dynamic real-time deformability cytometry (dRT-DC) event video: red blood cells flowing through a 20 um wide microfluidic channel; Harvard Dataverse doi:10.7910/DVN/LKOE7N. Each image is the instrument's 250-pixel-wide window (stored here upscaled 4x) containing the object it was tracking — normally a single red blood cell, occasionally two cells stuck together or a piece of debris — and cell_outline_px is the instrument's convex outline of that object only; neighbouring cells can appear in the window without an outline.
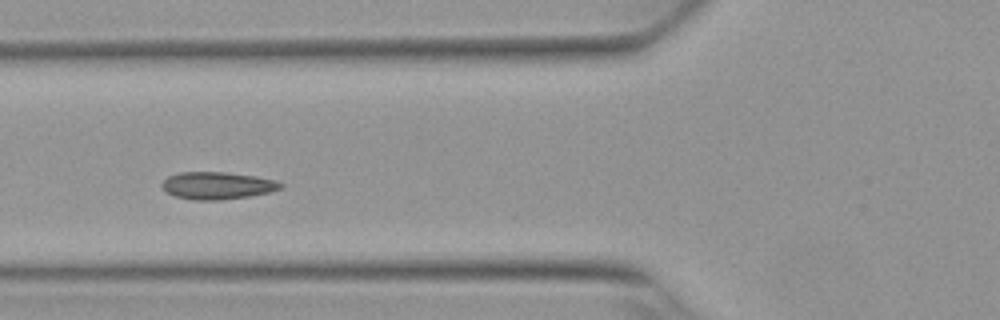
{"species": "Egyptian fruit bat (a non-hibernating species)", "species_latin": "Rousettus aegyptiacus", "temperature_condition": "warm", "stored_images_in_passage": 11, "camera_frame_rate_fps": 3000, "um_per_image_px": 0.085, "animal": {"sex": "female"}, "frame": {"image": 1, "passage_image": 7, "time_ms": 2.0, "image_size_px": [1000, 320], "cell_outline_px": [[284, 184], [280, 188], [268, 192], [248, 196], [220, 200], [192, 200], [176, 196], [164, 192], [160, 184], [168, 176], [180, 172], [224, 172], [256, 176], [276, 180]], "centroid_in_image_um": [18.43, 15.77], "position_along_channel_um": 107.4, "area_um2": 18.9}}